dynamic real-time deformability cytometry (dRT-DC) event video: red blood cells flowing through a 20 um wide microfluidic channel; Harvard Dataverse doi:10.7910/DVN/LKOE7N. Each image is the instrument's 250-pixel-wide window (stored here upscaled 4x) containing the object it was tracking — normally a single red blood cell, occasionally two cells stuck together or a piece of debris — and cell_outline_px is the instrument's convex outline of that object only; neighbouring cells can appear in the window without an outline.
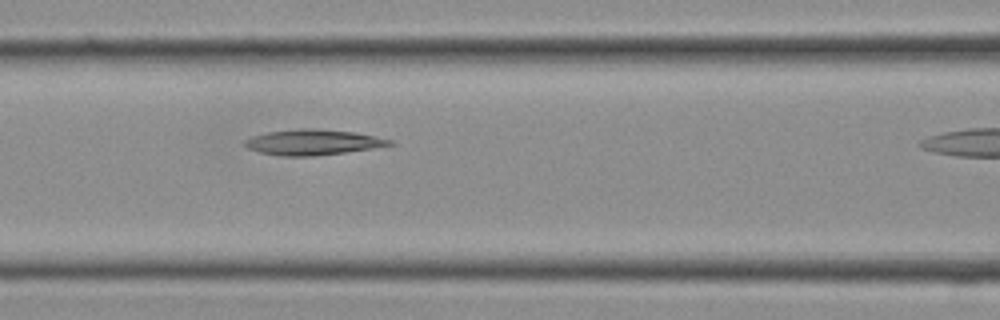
{"species": "Egyptian fruit bat (a non-hibernating species)", "species_latin": "Rousettus aegyptiacus", "temperature_condition": "cold", "stored_images_in_passage": 6, "segment_of_instrument_passage": [1, 2], "camera_frame_rate_fps": 3000, "um_per_image_px": 0.085, "frame": {"image": 1, "passage_image": 5, "time_ms": 1.333, "image_size_px": [1000, 320], "cell_outline_px": [[396, 144], [372, 148], [316, 156], [280, 156], [260, 152], [248, 148], [244, 144], [244, 140], [252, 136], [268, 132], [304, 128], [308, 128], [356, 132], [376, 136], [392, 140]], "centroid_in_image_um": [26.61, 12.09], "position_along_channel_um": 140.0, "area_um2": 21.39}}